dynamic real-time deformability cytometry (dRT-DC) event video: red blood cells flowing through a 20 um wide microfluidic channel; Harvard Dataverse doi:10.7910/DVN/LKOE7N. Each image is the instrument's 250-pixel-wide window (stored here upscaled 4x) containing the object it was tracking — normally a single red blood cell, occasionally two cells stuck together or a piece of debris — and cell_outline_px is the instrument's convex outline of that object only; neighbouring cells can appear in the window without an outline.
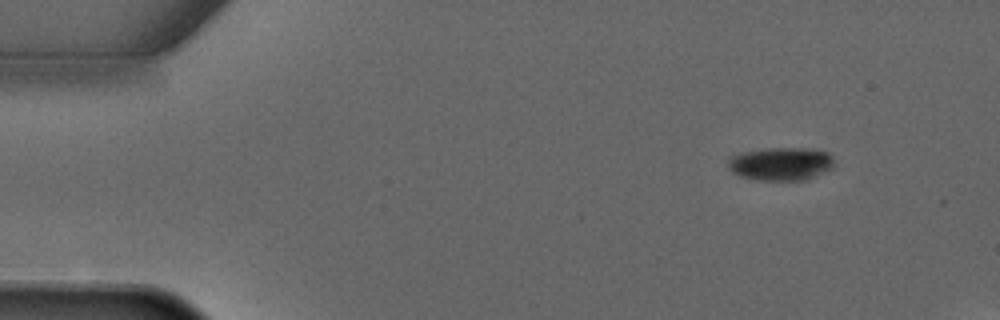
{"species": "common noctule bat (a hibernating species)", "species_latin": "Nyctalus noctula", "temperature_condition": "warm", "stored_images_in_passage": 3, "camera_frame_rate_fps": 3000, "um_per_image_px": 0.085, "animal": {"sex": "male", "forearm_length_mm": 52.5}, "frame": {"image": 1, "passage_image": 1, "time_ms": 0.0, "image_size_px": [1000, 320], "cell_outline_px": [[836, 164], [832, 168], [804, 180], [756, 180], [740, 176], [732, 172], [728, 168], [728, 160], [732, 156], [744, 152], [764, 148], [812, 148], [828, 152], [832, 156]], "centroid_in_image_um": [66.39, 13.91], "position_along_channel_um": 18.6, "area_um2": 20.63}}